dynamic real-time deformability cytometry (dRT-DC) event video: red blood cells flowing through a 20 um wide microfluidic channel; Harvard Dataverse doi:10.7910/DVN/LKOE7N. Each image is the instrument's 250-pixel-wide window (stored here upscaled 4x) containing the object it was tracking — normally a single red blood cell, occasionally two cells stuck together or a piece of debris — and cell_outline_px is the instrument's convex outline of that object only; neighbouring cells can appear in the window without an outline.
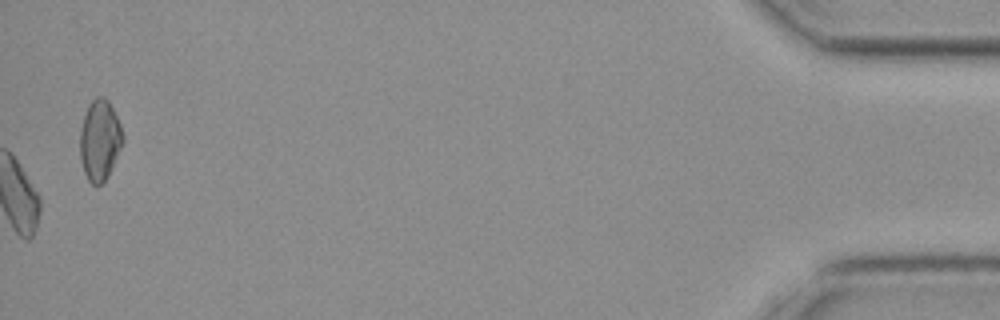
{"species": "common noctule bat (a hibernating species)", "species_latin": "Nyctalus noctula", "temperature_condition": "cold", "stored_images_in_passage": 51, "camera_frame_rate_fps": 3000, "um_per_image_px": 0.085, "animal": {"sex": "female", "body_mass_g": 19.3, "forearm_length_mm": 54.1}, "frame": {"image": 1, "passage_image": 51, "time_ms": 16.667, "image_size_px": [1000, 320], "cell_outline_px": [[124, 140], [108, 176], [100, 184], [92, 184], [88, 180], [84, 172], [80, 160], [80, 128], [88, 104], [96, 96], [104, 96], [108, 100], [120, 124], [124, 136]], "centroid_in_image_um": [8.47, 11.89], "position_along_channel_um": 426.7, "area_um2": 20.11}}